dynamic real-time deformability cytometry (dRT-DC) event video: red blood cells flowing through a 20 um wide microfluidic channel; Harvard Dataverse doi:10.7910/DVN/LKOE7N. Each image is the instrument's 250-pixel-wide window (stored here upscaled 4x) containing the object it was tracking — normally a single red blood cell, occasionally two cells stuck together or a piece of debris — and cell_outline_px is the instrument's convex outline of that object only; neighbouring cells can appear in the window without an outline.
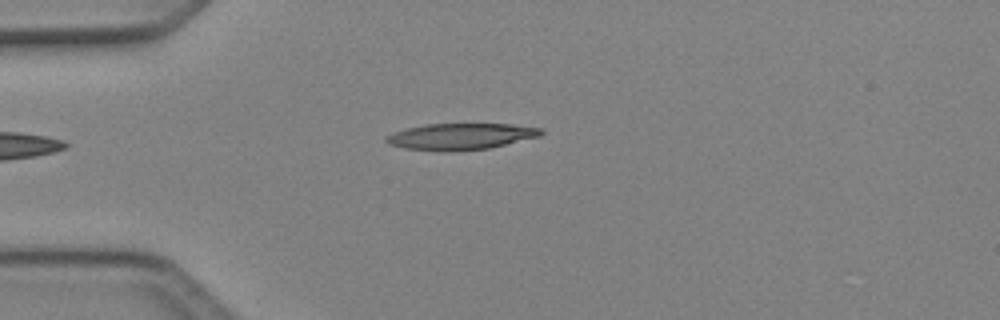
{"species": "Egyptian fruit bat (a non-hibernating species)", "species_latin": "Rousettus aegyptiacus", "temperature_condition": "cold", "stored_images_in_passage": 3, "camera_frame_rate_fps": 3000, "um_per_image_px": 0.085, "animal": {"sex": "female"}, "frame": {"image": 1, "passage_image": 3, "time_ms": 0.667, "image_size_px": [1000, 320], "cell_outline_px": [[544, 132], [540, 136], [488, 148], [404, 148], [388, 144], [384, 140], [384, 136], [392, 132], [424, 124], [512, 124], [540, 128]], "centroid_in_image_um": [39.16, 11.54], "position_along_channel_um": 45.8, "area_um2": 22.6}}